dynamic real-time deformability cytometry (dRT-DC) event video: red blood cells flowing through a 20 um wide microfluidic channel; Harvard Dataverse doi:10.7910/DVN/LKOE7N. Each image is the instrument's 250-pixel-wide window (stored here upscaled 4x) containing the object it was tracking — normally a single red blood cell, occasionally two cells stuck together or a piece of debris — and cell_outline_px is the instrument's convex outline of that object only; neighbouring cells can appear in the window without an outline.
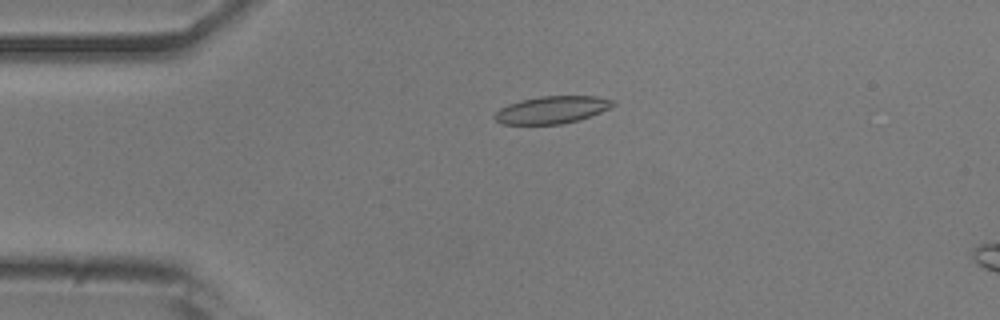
{"species": "common noctule bat (a hibernating species)", "species_latin": "Nyctalus noctula", "temperature_condition": "room temperature", "stored_images_in_passage": 16, "camera_frame_rate_fps": 3000, "um_per_image_px": 0.085, "animal": {"sex": "male", "body_mass_g": 20.5, "forearm_length_mm": 52.5}, "frame": {"image": 1, "passage_image": 12, "time_ms": 3.667, "image_size_px": [1000, 320], "cell_outline_px": [[616, 104], [600, 112], [580, 120], [560, 124], [500, 124], [492, 116], [500, 108], [508, 104], [520, 100], [540, 96], [596, 96], [616, 100]], "centroid_in_image_um": [46.91, 9.33], "position_along_channel_um": 38.1, "area_um2": 18.96}}